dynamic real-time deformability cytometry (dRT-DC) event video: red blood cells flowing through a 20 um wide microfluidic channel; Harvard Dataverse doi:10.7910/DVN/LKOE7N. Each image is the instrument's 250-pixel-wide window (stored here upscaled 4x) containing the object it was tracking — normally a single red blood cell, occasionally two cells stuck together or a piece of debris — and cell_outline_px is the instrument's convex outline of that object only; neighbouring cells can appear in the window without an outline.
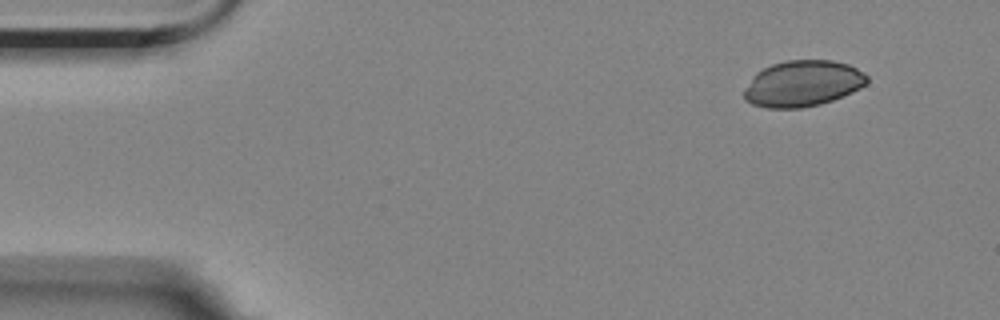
{"species": "Egyptian fruit bat (a non-hibernating species)", "species_latin": "Rousettus aegyptiacus", "temperature_condition": "room temperature", "stored_images_in_passage": 4, "camera_frame_rate_fps": 3000, "um_per_image_px": 0.085, "animal": {"sex": "female"}, "frame": {"image": 1, "passage_image": 1, "time_ms": 0.0, "image_size_px": [1000, 320], "cell_outline_px": [[868, 80], [860, 88], [852, 92], [832, 100], [820, 104], [800, 108], [768, 108], [752, 104], [744, 100], [744, 88], [752, 76], [756, 72], [772, 64], [784, 60], [832, 60], [848, 64], [864, 72], [868, 76]], "centroid_in_image_um": [68.21, 7.1], "position_along_channel_um": 16.8, "area_um2": 33.12}}
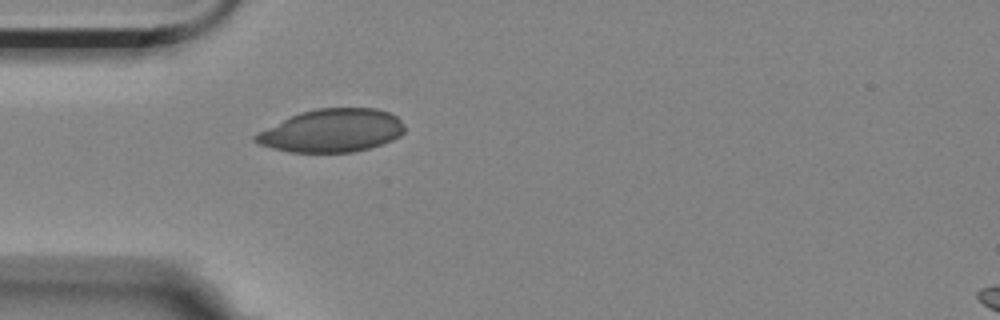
{"frame": {"image": 2, "passage_image": 4, "time_ms": 3.667, "image_size_px": [1000, 320], "cell_outline_px": [[404, 132], [400, 136], [392, 140], [368, 148], [352, 152], [292, 152], [272, 148], [260, 144], [252, 140], [252, 136], [300, 112], [316, 108], [376, 108], [388, 112], [396, 116], [404, 124]], "centroid_in_image_um": [28.24, 11.1], "position_along_channel_um": 56.8, "area_um2": 36.99}}